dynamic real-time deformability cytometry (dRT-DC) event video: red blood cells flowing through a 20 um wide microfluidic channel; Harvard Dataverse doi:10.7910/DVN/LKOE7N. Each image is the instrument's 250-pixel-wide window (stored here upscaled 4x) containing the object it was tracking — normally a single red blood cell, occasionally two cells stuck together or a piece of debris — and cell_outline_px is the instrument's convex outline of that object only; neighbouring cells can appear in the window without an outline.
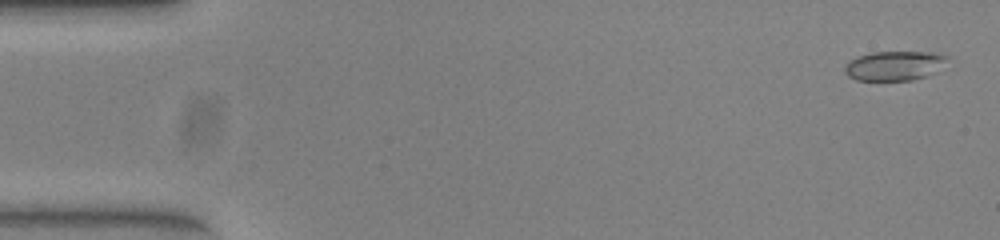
{"species": "common noctule bat (a hibernating species)", "species_latin": "Nyctalus noctula", "temperature_condition": "warm", "stored_images_in_passage": 52, "camera_frame_rate_fps": 3000, "um_per_image_px": 0.085, "animal": {"sex": "female", "body_mass_g": 23.0, "forearm_length_mm": 53.4}, "frame": {"image": 1, "passage_image": 2, "time_ms": 0.333, "image_size_px": [1000, 240], "cell_outline_px": [[948, 56], [936, 72], [928, 76], [912, 80], [856, 80], [848, 76], [844, 72], [844, 68], [848, 60], [856, 56], [872, 52], [932, 52]], "centroid_in_image_um": [75.97, 5.59], "position_along_channel_um": 9.0, "area_um2": 17.63}}
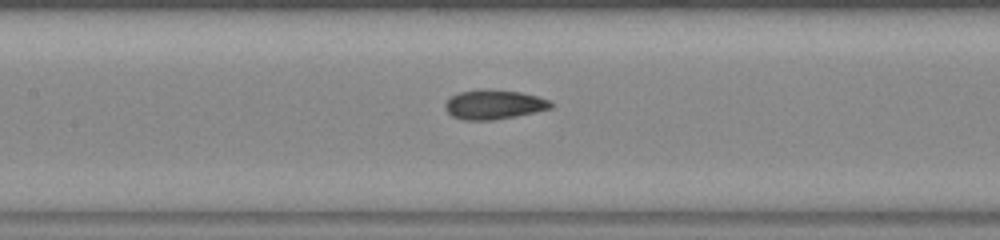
{"frame": {"image": 2, "passage_image": 24, "time_ms": 7.667, "image_size_px": [1000, 240], "cell_outline_px": [[556, 104], [552, 108], [536, 112], [516, 116], [492, 120], [464, 120], [452, 116], [444, 108], [444, 104], [452, 96], [460, 92], [480, 88], [488, 88], [520, 92], [552, 100]], "centroid_in_image_um": [42.02, 8.87], "position_along_channel_um": 165.4, "area_um2": 18.44}}
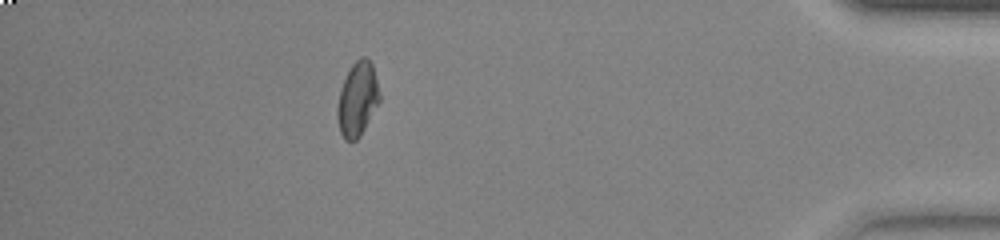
{"frame": {"image": 3, "passage_image": 46, "time_ms": 15.0, "image_size_px": [1000, 240], "cell_outline_px": [[380, 100], [360, 136], [356, 140], [344, 140], [340, 132], [336, 116], [336, 108], [340, 88], [352, 64], [360, 56], [364, 56], [372, 64], [380, 92]], "centroid_in_image_um": [30.36, 8.43], "position_along_channel_um": 404.8, "area_um2": 18.21}, "authors_computed_cell_mechanics": {"area_um2": 18.0625, "velocity_mm_per_s": 3.9716, "shape_relaxation_time_tau1_ms": 5.2923, "shape_relaxation_time_tau2_ms": 0.9616, "deformation_change_tau1": 0.1596, "deformation_change_tau2": 0.0567}}